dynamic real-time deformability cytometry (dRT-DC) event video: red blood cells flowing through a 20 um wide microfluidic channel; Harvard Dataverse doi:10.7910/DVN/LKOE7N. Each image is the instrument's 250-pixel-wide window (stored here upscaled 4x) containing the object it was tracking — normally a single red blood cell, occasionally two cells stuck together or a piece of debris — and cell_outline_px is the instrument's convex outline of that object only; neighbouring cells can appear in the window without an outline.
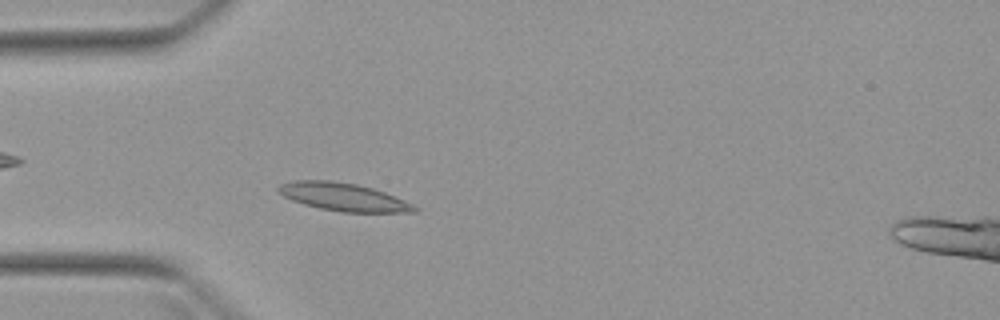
{"species": "Egyptian fruit bat (a non-hibernating species)", "species_latin": "Rousettus aegyptiacus", "temperature_condition": "warm", "stored_images_in_passage": 5, "camera_frame_rate_fps": 3000, "um_per_image_px": 0.085, "animal": {"sex": "female"}, "frame": {"image": 1, "passage_image": 5, "time_ms": 4.667, "image_size_px": [1000, 320], "cell_outline_px": [[420, 208], [416, 212], [340, 212], [320, 208], [304, 204], [292, 200], [276, 192], [276, 188], [280, 184], [292, 180], [332, 180], [356, 184], [372, 188], [384, 192], [412, 204]], "centroid_in_image_um": [29.14, 16.73], "position_along_channel_um": 55.9, "area_um2": 22.14}}